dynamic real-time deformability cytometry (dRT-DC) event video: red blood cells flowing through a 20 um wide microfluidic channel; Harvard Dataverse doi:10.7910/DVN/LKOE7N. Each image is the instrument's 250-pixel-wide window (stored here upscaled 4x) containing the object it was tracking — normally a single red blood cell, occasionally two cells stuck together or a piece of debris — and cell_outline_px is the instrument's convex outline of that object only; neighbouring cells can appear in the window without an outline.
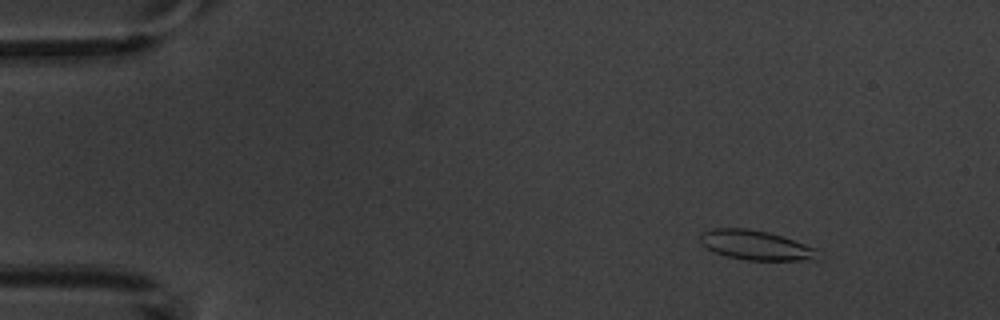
{"species": "common noctule bat (a hibernating species)", "species_latin": "Nyctalus noctula", "temperature_condition": "warm", "stored_images_in_passage": 4, "camera_frame_rate_fps": 3000, "um_per_image_px": 0.085, "animal": {"sex": "male", "body_mass_g": 20.1, "forearm_length_mm": 53.5}, "frame": {"image": 1, "passage_image": 1, "time_ms": 0.0, "image_size_px": [1000, 320], "cell_outline_px": [[816, 260], [748, 260], [728, 256], [712, 252], [700, 240], [700, 232], [712, 228], [748, 228], [768, 232], [816, 248]], "centroid_in_image_um": [64.19, 20.83], "position_along_channel_um": 20.8, "area_um2": 20.0}}